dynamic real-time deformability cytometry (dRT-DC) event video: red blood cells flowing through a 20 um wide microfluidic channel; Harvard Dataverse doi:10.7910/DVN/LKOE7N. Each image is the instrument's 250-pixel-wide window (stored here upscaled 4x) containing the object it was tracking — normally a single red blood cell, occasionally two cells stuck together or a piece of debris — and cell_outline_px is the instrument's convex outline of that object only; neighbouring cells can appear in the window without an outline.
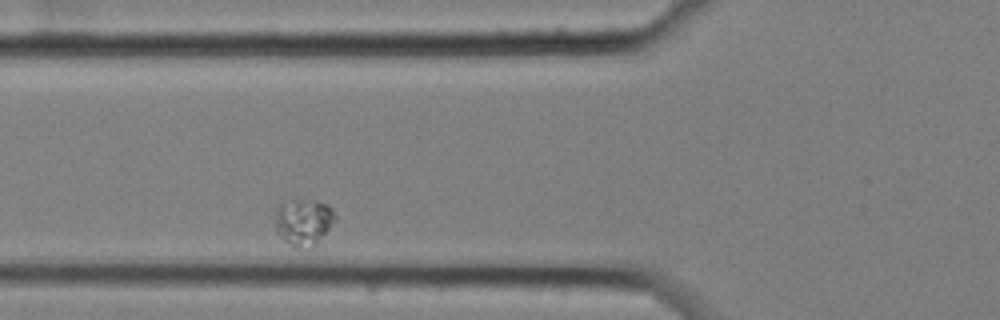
{"species": "common noctule bat (a hibernating species)", "species_latin": "Nyctalus noctula", "temperature_condition": "cold", "stored_images_in_passage": 7, "camera_frame_rate_fps": 3000, "um_per_image_px": 0.085, "animal": {"sex": "female", "body_mass_g": 25.1}, "frame": {"image": 1, "passage_image": 7, "time_ms": 2.0, "image_size_px": [1000, 320], "cell_outline_px": [[336, 220], [312, 248], [296, 248], [284, 240], [276, 232], [276, 208], [280, 204], [296, 200], [304, 200], [328, 204], [332, 208], [336, 216]], "centroid_in_image_um": [25.81, 18.89], "position_along_channel_um": 100.0, "area_um2": 16.07}}